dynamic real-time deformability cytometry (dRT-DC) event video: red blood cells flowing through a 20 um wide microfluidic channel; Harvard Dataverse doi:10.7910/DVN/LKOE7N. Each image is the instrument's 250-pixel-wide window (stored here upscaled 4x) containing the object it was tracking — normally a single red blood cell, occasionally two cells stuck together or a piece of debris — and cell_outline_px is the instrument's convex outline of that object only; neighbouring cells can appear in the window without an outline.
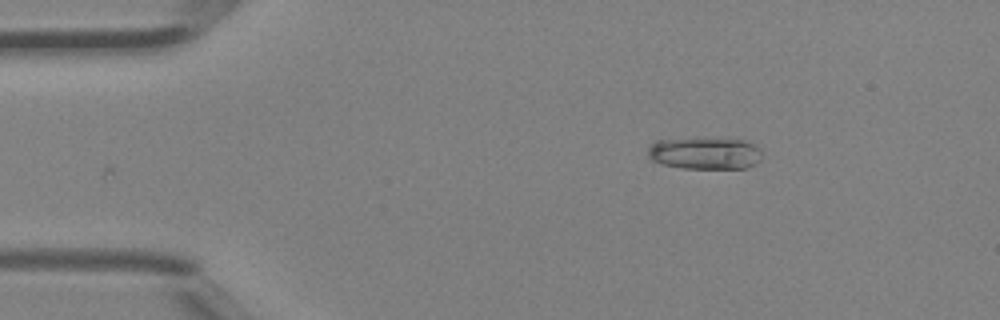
{"species": "Egyptian fruit bat (a non-hibernating species)", "species_latin": "Rousettus aegyptiacus", "temperature_condition": "room temperature", "stored_images_in_passage": 7, "camera_frame_rate_fps": 3000, "um_per_image_px": 0.085, "animal": {"sex": "female"}, "frame": {"image": 1, "passage_image": 4, "time_ms": 1.0, "image_size_px": [1000, 320], "cell_outline_px": [[764, 156], [756, 164], [748, 168], [680, 168], [664, 164], [652, 160], [648, 156], [648, 148], [656, 140], [744, 140], [756, 144], [760, 148]], "centroid_in_image_um": [59.99, 13.06], "position_along_channel_um": 25.0, "area_um2": 20.92}}
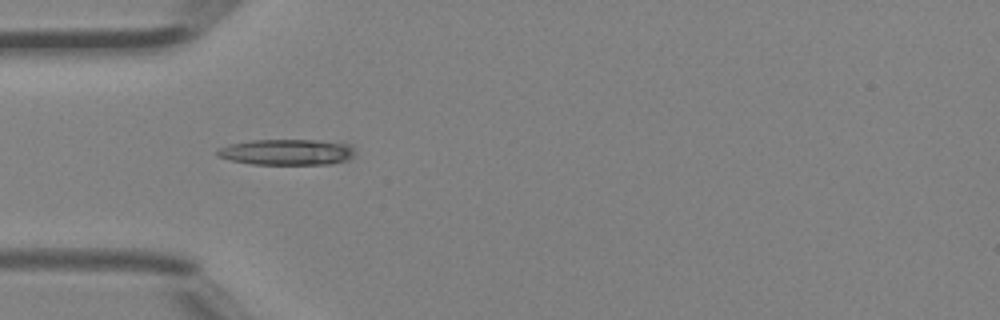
{"frame": {"image": 2, "passage_image": 6, "time_ms": 1.667, "image_size_px": [1000, 320], "cell_outline_px": [[356, 152], [348, 160], [332, 164], [252, 164], [232, 160], [216, 156], [216, 152], [220, 148], [228, 144], [252, 140], [344, 140], [352, 144]], "centroid_in_image_um": [24.51, 12.91], "position_along_channel_um": 60.5, "area_um2": 21.27}}